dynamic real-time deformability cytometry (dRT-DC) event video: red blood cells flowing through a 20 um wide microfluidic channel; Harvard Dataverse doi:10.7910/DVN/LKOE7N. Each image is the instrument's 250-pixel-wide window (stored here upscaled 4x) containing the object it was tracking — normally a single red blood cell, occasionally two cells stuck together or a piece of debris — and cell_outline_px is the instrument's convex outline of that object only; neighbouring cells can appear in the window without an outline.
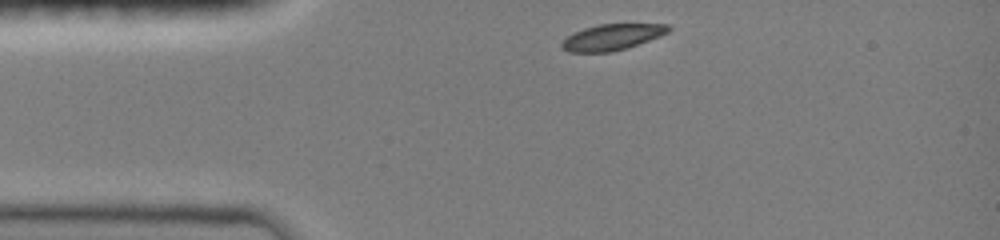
{"species": "common noctule bat (a hibernating species)", "species_latin": "Nyctalus noctula", "temperature_condition": "room temperature", "stored_images_in_passage": 33, "camera_frame_rate_fps": 3000, "um_per_image_px": 0.085, "animal": {"sex": "female", "body_mass_g": 19.0, "forearm_length_mm": 51.5}, "frame": {"image": 1, "passage_image": 1, "time_ms": 0.0, "image_size_px": [1000, 240], "cell_outline_px": [[672, 28], [668, 32], [660, 36], [612, 52], [568, 52], [560, 48], [560, 44], [568, 36], [584, 28], [600, 24], [668, 24]], "centroid_in_image_um": [52.01, 3.15], "position_along_channel_um": 33.0, "area_um2": 15.95}}
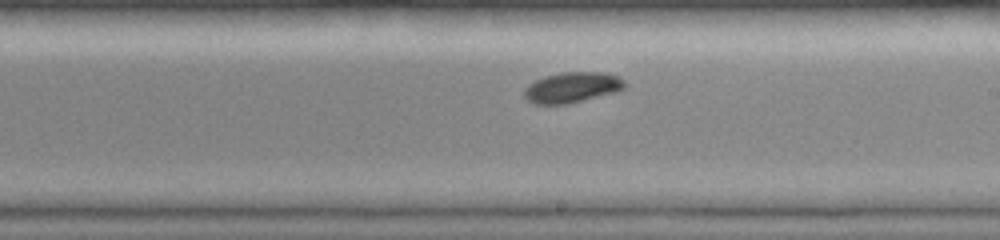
{"frame": {"image": 2, "passage_image": 19, "time_ms": 6.0, "image_size_px": [1000, 240], "cell_outline_px": [[624, 88], [616, 92], [568, 104], [536, 104], [528, 100], [524, 96], [524, 88], [528, 84], [544, 76], [564, 72], [604, 72], [620, 76], [624, 80]], "centroid_in_image_um": [48.63, 7.42], "position_along_channel_um": 240.4, "area_um2": 17.92}}
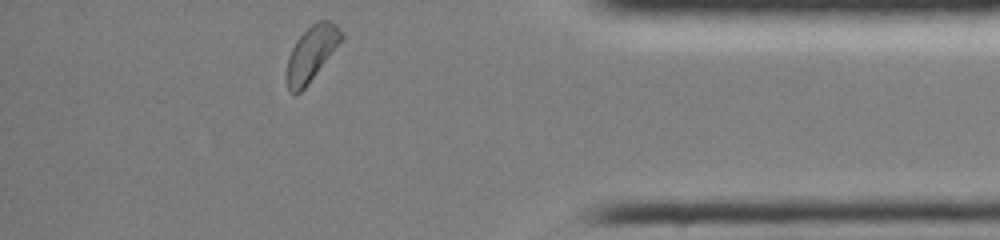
{"frame": {"image": 3, "passage_image": 33, "time_ms": 10.667, "image_size_px": [1000, 240], "cell_outline_px": [[344, 36], [308, 84], [296, 96], [288, 88], [284, 76], [288, 56], [296, 40], [316, 20], [328, 20], [336, 24], [344, 32]], "centroid_in_image_um": [26.44, 4.55], "position_along_channel_um": 408.8, "area_um2": 17.46}, "authors_computed_cell_mechanics": {"area_um2": 17.5712, "velocity_mm_per_s": 4.0012, "shape_relaxation_time_tau1_ms": 1.9261, "shape_relaxation_time_tau2_ms": null, "deformation_change_tau1": 0.0769, "deformation_change_tau2": null}}